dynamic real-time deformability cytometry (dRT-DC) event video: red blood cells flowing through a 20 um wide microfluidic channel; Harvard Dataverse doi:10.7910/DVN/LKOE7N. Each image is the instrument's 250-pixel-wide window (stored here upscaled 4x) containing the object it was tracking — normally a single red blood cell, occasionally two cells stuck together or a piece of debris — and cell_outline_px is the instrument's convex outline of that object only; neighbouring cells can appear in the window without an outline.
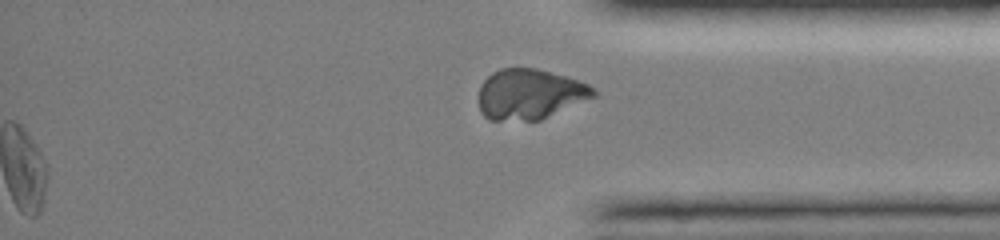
{"species": "common noctule bat (a hibernating species)", "species_latin": "Nyctalus noctula", "temperature_condition": "room temperature", "stored_images_in_passage": 47, "segment_of_instrument_passage": [2, 2], "camera_frame_rate_fps": 3000, "um_per_image_px": 0.085, "animal": {"sex": "female", "body_mass_g": 19.0, "forearm_length_mm": 51.5}, "frame": {"image": 1, "passage_image": 47, "time_ms": 15.333, "image_size_px": [1000, 240], "cell_outline_px": [[596, 96], [540, 120], [488, 120], [480, 112], [480, 84], [492, 72], [500, 68], [536, 68], [564, 76], [588, 84], [596, 92]], "centroid_in_image_um": [45.01, 8.01], "position_along_channel_um": 390.2, "area_um2": 33.47}}